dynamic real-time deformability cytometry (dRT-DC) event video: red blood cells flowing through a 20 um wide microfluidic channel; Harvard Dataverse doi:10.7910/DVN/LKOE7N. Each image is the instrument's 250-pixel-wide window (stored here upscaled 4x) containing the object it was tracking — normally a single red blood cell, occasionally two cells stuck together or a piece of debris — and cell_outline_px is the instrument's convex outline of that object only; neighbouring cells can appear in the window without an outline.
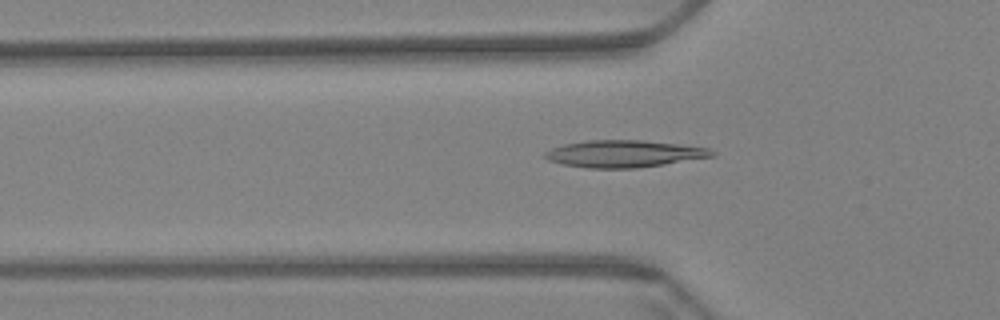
{"species": "Egyptian fruit bat (a non-hibernating species)", "species_latin": "Rousettus aegyptiacus", "temperature_condition": "warm", "stored_images_in_passage": 42, "camera_frame_rate_fps": 3000, "um_per_image_px": 0.085, "animal": {"sex": "female"}, "frame": {"image": 1, "passage_image": 20, "time_ms": 6.333, "image_size_px": [1000, 320], "cell_outline_px": [[716, 156], [664, 164], [636, 168], [588, 168], [560, 164], [548, 160], [544, 156], [544, 152], [552, 148], [564, 144], [588, 140], [640, 140], [676, 144], [708, 148], [716, 152]], "centroid_in_image_um": [53.02, 13.07], "position_along_channel_um": 72.8, "area_um2": 26.24}}
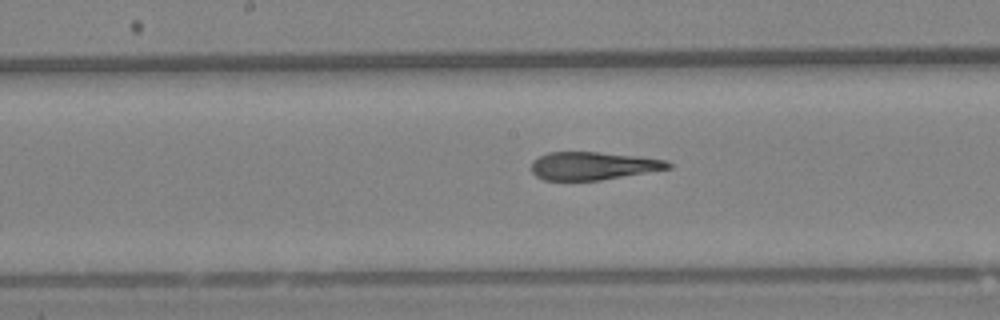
{"frame": {"image": 2, "passage_image": 31, "time_ms": 10.0, "image_size_px": [1000, 320], "cell_outline_px": [[672, 168], [600, 180], [544, 180], [536, 176], [532, 172], [532, 160], [548, 152], [596, 152], [640, 156], [668, 160], [672, 164]], "centroid_in_image_um": [50.43, 14.09], "position_along_channel_um": 197.8, "area_um2": 22.31}}
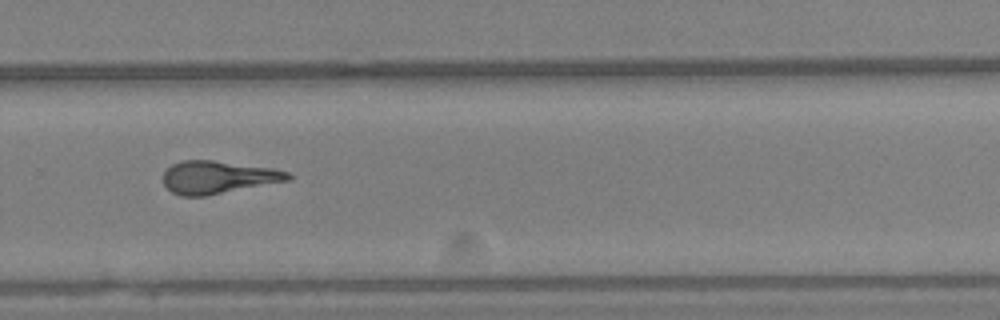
{"frame": {"image": 3, "passage_image": 41, "time_ms": 13.333, "image_size_px": [1000, 320], "cell_outline_px": [[292, 176], [288, 180], [204, 196], [180, 196], [172, 192], [164, 184], [164, 172], [172, 164], [180, 160], [212, 160], [272, 168], [288, 172]], "centroid_in_image_um": [18.49, 15.06], "position_along_channel_um": 311.3, "area_um2": 23.47}}